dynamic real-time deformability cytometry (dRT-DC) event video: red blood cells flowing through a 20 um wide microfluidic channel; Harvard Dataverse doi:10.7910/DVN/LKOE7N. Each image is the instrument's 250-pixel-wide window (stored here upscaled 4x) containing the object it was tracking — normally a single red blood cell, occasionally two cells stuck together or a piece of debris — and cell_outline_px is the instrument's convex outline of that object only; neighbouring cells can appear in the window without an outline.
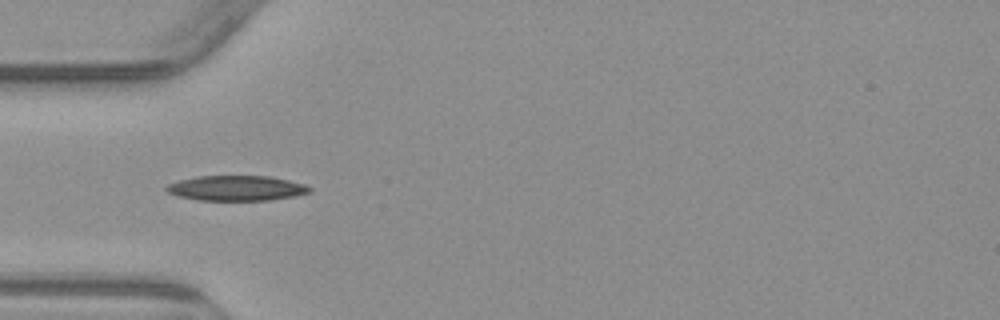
{"species": "common noctule bat (a hibernating species)", "species_latin": "Nyctalus noctula", "temperature_condition": "warm", "stored_images_in_passage": 5, "camera_frame_rate_fps": 3000, "um_per_image_px": 0.085, "animal": {"sex": "male", "body_mass_g": 23.1, "forearm_length_mm": 52.7}, "frame": {"image": 1, "passage_image": 5, "time_ms": 5.0, "image_size_px": [1000, 320], "cell_outline_px": [[312, 192], [272, 200], [200, 200], [180, 196], [168, 192], [164, 188], [168, 184], [180, 180], [196, 176], [268, 176], [288, 180], [304, 184], [312, 188]], "centroid_in_image_um": [20.12, 15.99], "position_along_channel_um": 64.9, "area_um2": 20.81}}